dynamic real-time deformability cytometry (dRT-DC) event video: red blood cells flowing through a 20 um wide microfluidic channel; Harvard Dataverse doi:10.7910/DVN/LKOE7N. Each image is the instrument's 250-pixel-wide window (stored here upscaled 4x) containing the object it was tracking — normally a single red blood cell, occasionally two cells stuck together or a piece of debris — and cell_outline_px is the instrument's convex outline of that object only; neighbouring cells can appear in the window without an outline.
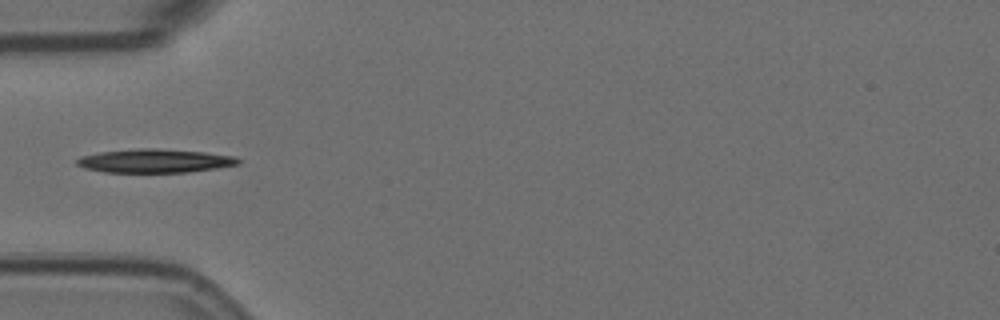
{"species": "Egyptian fruit bat (a non-hibernating species)", "species_latin": "Rousettus aegyptiacus", "temperature_condition": "room temperature", "stored_images_in_passage": 4, "camera_frame_rate_fps": 3000, "um_per_image_px": 0.085, "animal": {"sex": "female"}, "frame": {"image": 1, "passage_image": 4, "time_ms": 1.0, "image_size_px": [1000, 320], "cell_outline_px": [[240, 164], [216, 168], [188, 172], [104, 172], [84, 168], [76, 164], [76, 160], [80, 156], [100, 152], [140, 148], [156, 148], [204, 152], [236, 156], [240, 160]], "centroid_in_image_um": [13.16, 13.67], "position_along_channel_um": 71.8, "area_um2": 22.25}}